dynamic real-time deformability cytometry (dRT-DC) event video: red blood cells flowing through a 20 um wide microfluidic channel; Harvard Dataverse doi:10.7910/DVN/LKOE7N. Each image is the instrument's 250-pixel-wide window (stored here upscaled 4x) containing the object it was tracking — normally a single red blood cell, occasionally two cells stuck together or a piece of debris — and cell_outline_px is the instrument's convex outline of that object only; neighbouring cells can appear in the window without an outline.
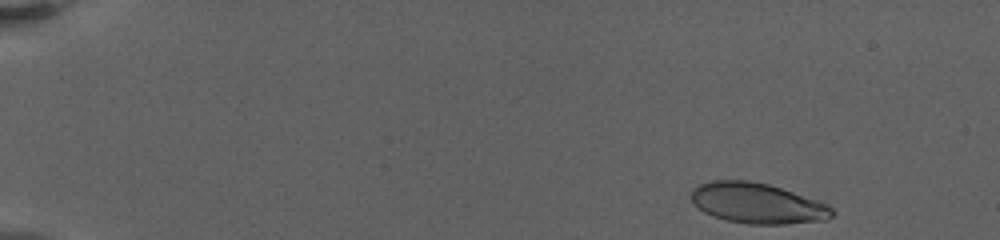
{"species": "human", "species_latin": "Homo sapiens", "temperature_condition": "warm", "stored_images_in_passage": 11, "camera_frame_rate_fps": 3000, "um_per_image_px": 0.085, "donor": {"sex": "female"}, "frame": {"image": 1, "passage_image": 2, "time_ms": 0.333, "image_size_px": [1000, 240], "cell_outline_px": [[836, 212], [828, 220], [784, 224], [748, 224], [728, 220], [712, 216], [704, 212], [688, 196], [692, 188], [700, 184], [712, 180], [748, 180], [768, 184], [828, 204]], "centroid_in_image_um": [64.37, 17.28], "position_along_channel_um": 20.6, "area_um2": 33.23}}
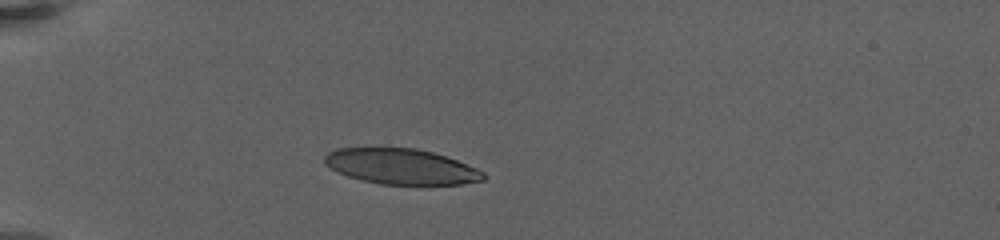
{"frame": {"image": 2, "passage_image": 9, "time_ms": 4.667, "image_size_px": [1000, 240], "cell_outline_px": [[484, 180], [460, 184], [424, 188], [380, 184], [360, 180], [348, 176], [324, 164], [324, 156], [328, 152], [336, 148], [416, 148], [432, 152], [456, 160], [476, 168], [484, 172]], "centroid_in_image_um": [34.13, 14.2], "position_along_channel_um": 50.9, "area_um2": 33.7}}
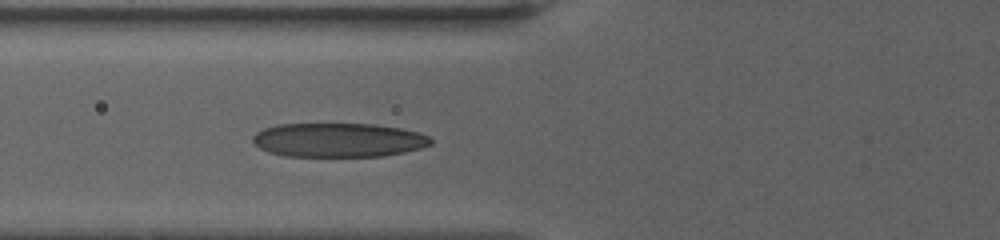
{"frame": {"image": 3, "passage_image": 11, "time_ms": 7.0, "image_size_px": [1000, 240], "cell_outline_px": [[432, 144], [420, 148], [404, 152], [384, 156], [284, 156], [268, 152], [252, 144], [252, 136], [256, 132], [264, 128], [280, 124], [372, 124], [400, 128], [420, 132], [428, 136], [432, 140]], "centroid_in_image_um": [28.74, 11.9], "position_along_channel_um": 97.1, "area_um2": 35.49}}